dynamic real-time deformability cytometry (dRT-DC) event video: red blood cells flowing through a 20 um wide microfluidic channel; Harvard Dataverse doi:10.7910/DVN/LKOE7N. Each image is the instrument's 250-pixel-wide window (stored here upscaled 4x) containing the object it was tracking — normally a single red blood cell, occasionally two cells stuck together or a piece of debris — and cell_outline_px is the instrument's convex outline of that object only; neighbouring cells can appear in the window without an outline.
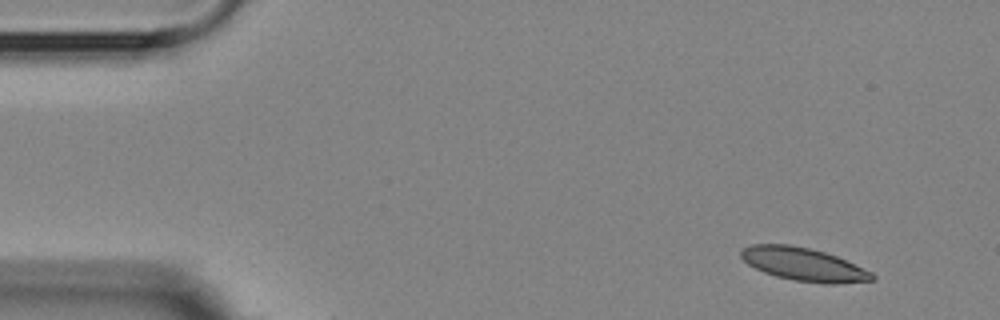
{"species": "Egyptian fruit bat (a non-hibernating species)", "species_latin": "Rousettus aegyptiacus", "temperature_condition": "room temperature", "stored_images_in_passage": 12, "camera_frame_rate_fps": 3000, "um_per_image_px": 0.085, "animal": {"sex": "female"}, "frame": {"image": 1, "passage_image": 1, "time_ms": 0.0, "image_size_px": [1000, 320], "cell_outline_px": [[876, 280], [836, 284], [824, 284], [792, 280], [776, 276], [764, 272], [748, 264], [740, 256], [740, 248], [752, 244], [788, 244], [808, 248], [824, 252], [836, 256], [872, 272], [876, 276]], "centroid_in_image_um": [68.3, 22.47], "position_along_channel_um": 16.7, "area_um2": 25.37}}
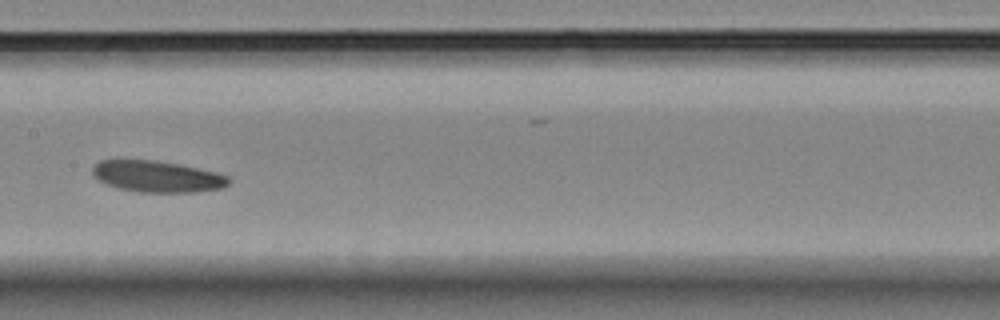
{"frame": {"image": 2, "passage_image": 7, "time_ms": 7.667, "image_size_px": [1000, 320], "cell_outline_px": [[232, 180], [224, 188], [196, 192], [140, 192], [120, 188], [108, 184], [92, 176], [92, 168], [100, 160], [156, 160], [180, 164], [216, 172], [228, 176]], "centroid_in_image_um": [13.4, 15.0], "position_along_channel_um": 194.0, "area_um2": 24.91}}
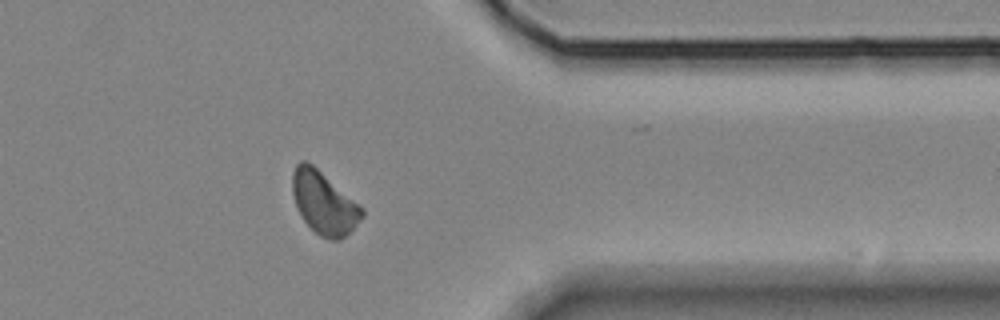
{"frame": {"image": 3, "passage_image": 12, "time_ms": 13.333, "image_size_px": [1000, 320], "cell_outline_px": [[364, 216], [340, 240], [328, 240], [320, 236], [300, 216], [296, 208], [292, 192], [292, 172], [296, 164], [300, 160], [308, 160], [360, 204], [364, 208]], "centroid_in_image_um": [27.52, 17.21], "position_along_channel_um": 383.9, "area_um2": 25.55}}